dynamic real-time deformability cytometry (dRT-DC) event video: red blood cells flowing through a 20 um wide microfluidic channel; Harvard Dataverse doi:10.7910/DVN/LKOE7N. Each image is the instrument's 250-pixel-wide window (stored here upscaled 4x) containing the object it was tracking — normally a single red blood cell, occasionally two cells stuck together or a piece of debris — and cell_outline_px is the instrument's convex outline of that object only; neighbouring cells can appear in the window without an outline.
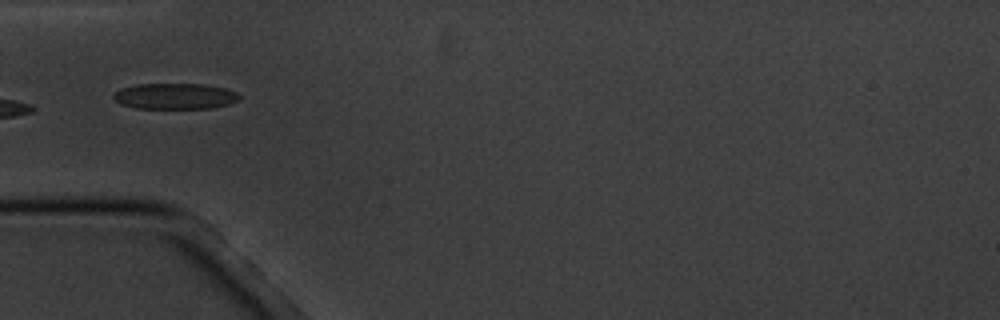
{"species": "common noctule bat (a hibernating species)", "species_latin": "Nyctalus noctula", "temperature_condition": "cold", "stored_images_in_passage": 11, "camera_frame_rate_fps": 3000, "um_per_image_px": 0.085, "animal": {"sex": "male", "body_mass_g": 20.1, "forearm_length_mm": 53.5}, "frame": {"image": 1, "passage_image": 5, "time_ms": 4.667, "image_size_px": [1000, 320], "cell_outline_px": [[240, 100], [228, 104], [212, 108], [132, 108], [120, 104], [112, 96], [120, 88], [136, 84], [204, 84], [224, 88], [236, 92], [240, 96]], "centroid_in_image_um": [14.86, 8.17], "position_along_channel_um": 70.1, "area_um2": 19.02}}
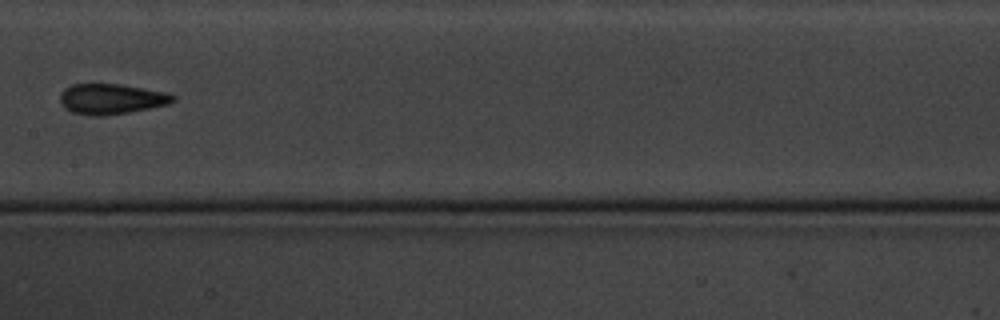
{"frame": {"image": 2, "passage_image": 8, "time_ms": 8.333, "image_size_px": [1000, 320], "cell_outline_px": [[176, 100], [168, 104], [128, 112], [104, 116], [92, 116], [72, 112], [60, 100], [60, 96], [64, 88], [72, 84], [120, 84], [168, 92], [176, 96]], "centroid_in_image_um": [9.5, 8.4], "position_along_channel_um": 197.9, "area_um2": 19.88}}
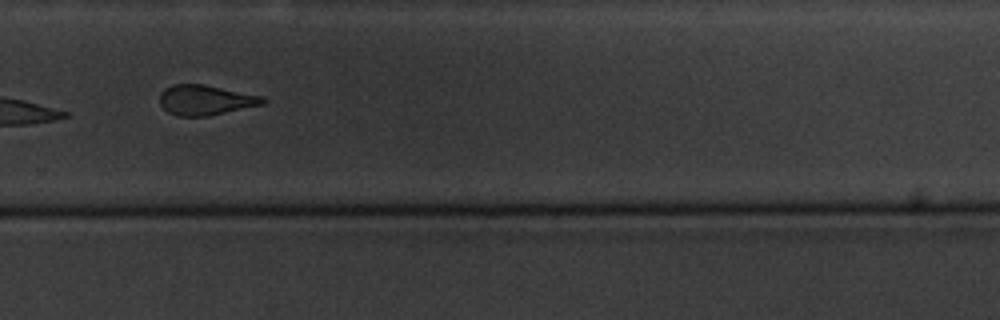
{"frame": {"image": 3, "passage_image": 11, "time_ms": 11.667, "image_size_px": [1000, 320], "cell_outline_px": [[268, 100], [264, 104], [208, 116], [176, 116], [168, 112], [160, 104], [160, 92], [164, 88], [172, 84], [204, 84], [264, 96]], "centroid_in_image_um": [17.48, 8.49], "position_along_channel_um": 312.3, "area_um2": 18.26}}